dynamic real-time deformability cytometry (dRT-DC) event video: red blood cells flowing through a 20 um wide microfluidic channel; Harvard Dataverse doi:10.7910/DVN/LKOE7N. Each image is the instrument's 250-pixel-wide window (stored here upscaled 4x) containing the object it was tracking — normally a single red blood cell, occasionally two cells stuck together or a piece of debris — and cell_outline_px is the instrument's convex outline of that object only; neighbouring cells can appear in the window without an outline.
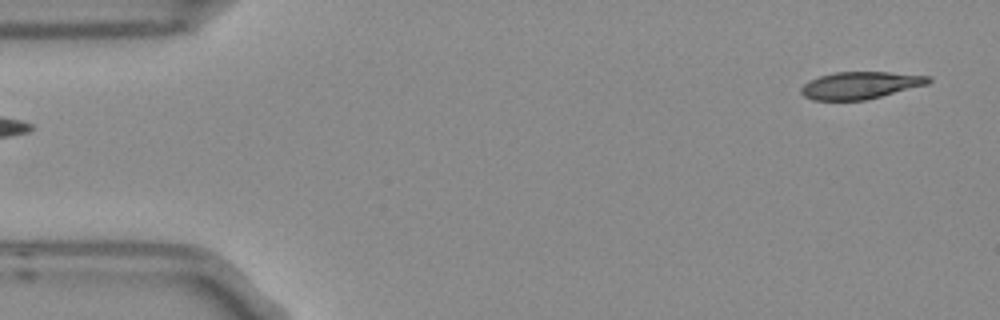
{"species": "Egyptian fruit bat (a non-hibernating species)", "species_latin": "Rousettus aegyptiacus", "temperature_condition": "room temperature", "stored_images_in_passage": 6, "camera_frame_rate_fps": 3000, "um_per_image_px": 0.085, "frame": {"image": 1, "passage_image": 1, "time_ms": 0.0, "image_size_px": [1000, 320], "cell_outline_px": [[932, 80], [928, 84], [864, 100], [812, 100], [804, 96], [800, 92], [800, 88], [804, 84], [820, 76], [836, 72], [888, 72], [932, 76]], "centroid_in_image_um": [73.13, 7.25], "position_along_channel_um": 11.9, "area_um2": 20.0}}
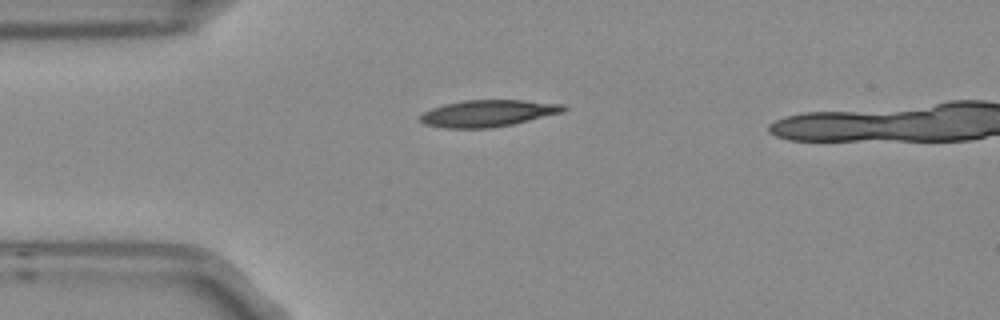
{"frame": {"image": 2, "passage_image": 4, "time_ms": 1.0, "image_size_px": [1000, 320], "cell_outline_px": [[568, 108], [560, 112], [512, 124], [488, 128], [444, 128], [424, 124], [416, 120], [424, 112], [432, 108], [444, 104], [464, 100], [524, 100], [564, 104]], "centroid_in_image_um": [41.41, 9.62], "position_along_channel_um": 43.6, "area_um2": 22.2}}